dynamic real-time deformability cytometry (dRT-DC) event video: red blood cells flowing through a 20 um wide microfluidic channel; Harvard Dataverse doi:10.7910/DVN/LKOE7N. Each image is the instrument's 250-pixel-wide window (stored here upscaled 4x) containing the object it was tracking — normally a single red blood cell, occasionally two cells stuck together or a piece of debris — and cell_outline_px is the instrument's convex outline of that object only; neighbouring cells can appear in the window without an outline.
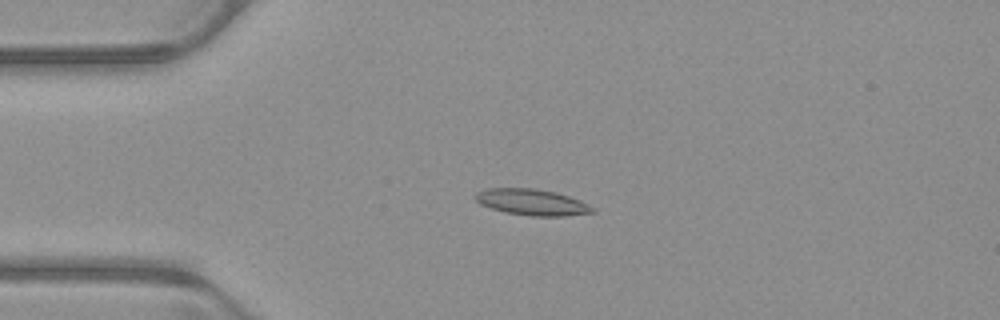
{"species": "common noctule bat (a hibernating species)", "species_latin": "Nyctalus noctula", "temperature_condition": "warm", "stored_images_in_passage": 53, "camera_frame_rate_fps": 3000, "um_per_image_px": 0.085, "animal": {"sex": "male", "body_mass_g": 23.1, "forearm_length_mm": 52.7}, "frame": {"image": 1, "passage_image": 13, "time_ms": 4.0, "image_size_px": [1000, 320], "cell_outline_px": [[596, 212], [564, 216], [532, 216], [504, 212], [480, 204], [472, 196], [476, 192], [488, 188], [532, 188], [556, 192], [580, 200], [596, 208]], "centroid_in_image_um": [45.22, 17.18], "position_along_channel_um": 39.8, "area_um2": 17.98}}
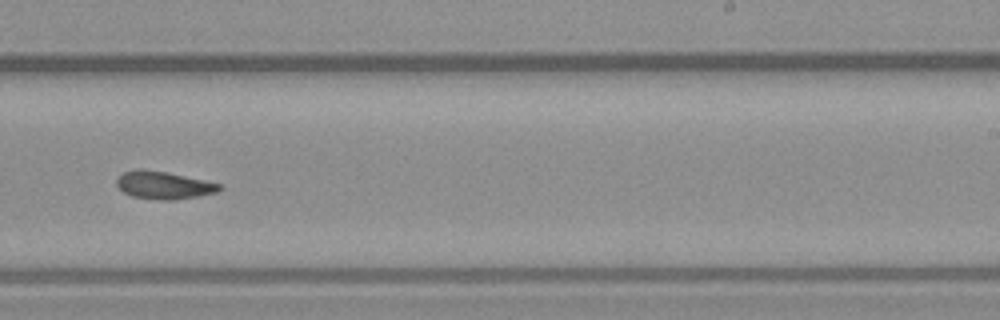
{"frame": {"image": 2, "passage_image": 33, "time_ms": 10.667, "image_size_px": [1000, 320], "cell_outline_px": [[224, 188], [216, 192], [200, 196], [176, 200], [156, 200], [132, 196], [124, 192], [116, 184], [116, 180], [120, 172], [136, 168], [140, 168], [168, 172], [204, 180], [220, 184]], "centroid_in_image_um": [13.89, 15.73], "position_along_channel_um": 275.1, "area_um2": 16.88}}
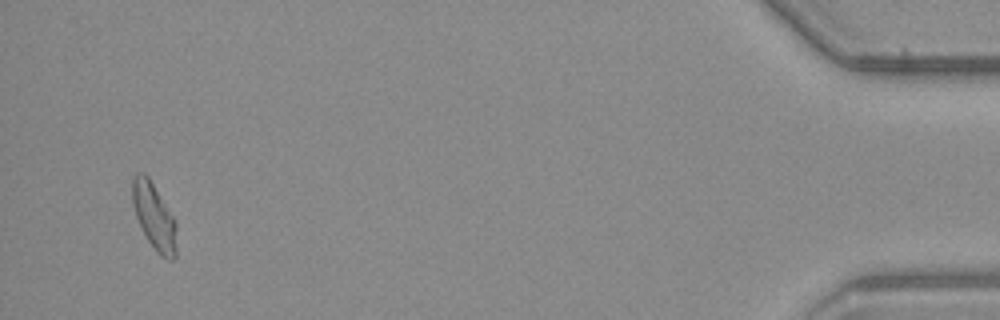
{"frame": {"image": 3, "passage_image": 51, "time_ms": 16.667, "image_size_px": [1000, 320], "cell_outline_px": [[176, 256], [172, 260], [168, 260], [160, 256], [148, 240], [136, 216], [132, 204], [132, 180], [136, 172], [144, 172], [148, 176], [176, 220]], "centroid_in_image_um": [13.11, 18.39], "position_along_channel_um": 422.1, "area_um2": 17.11}, "authors_computed_cell_mechanics": {"area_um2": 16.762, "velocity_mm_per_s": 3.9203, "shape_relaxation_time_tau1_ms": 9.6857, "shape_relaxation_time_tau2_ms": 3.6551, "deformation_change_tau1": 0.2288, "deformation_change_tau2": 0.102}}